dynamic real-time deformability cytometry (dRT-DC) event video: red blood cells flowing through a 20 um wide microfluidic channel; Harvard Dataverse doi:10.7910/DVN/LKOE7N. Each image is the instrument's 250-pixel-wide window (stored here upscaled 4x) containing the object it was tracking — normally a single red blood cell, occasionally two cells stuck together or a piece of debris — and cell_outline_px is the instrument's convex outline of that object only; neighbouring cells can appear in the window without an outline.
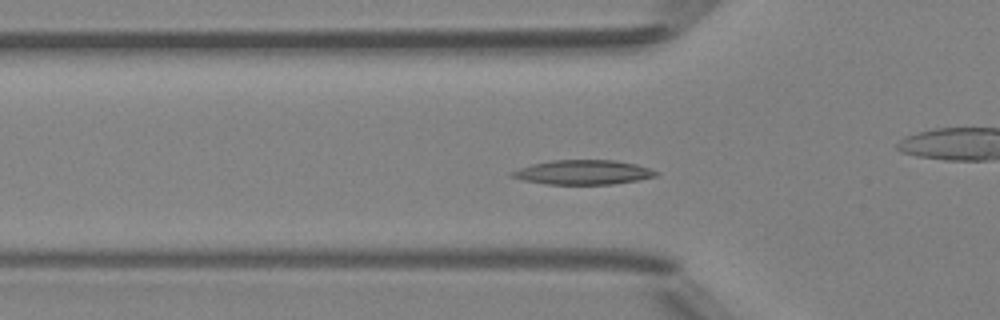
{"species": "Egyptian fruit bat (a non-hibernating species)", "species_latin": "Rousettus aegyptiacus", "temperature_condition": "room temperature", "stored_images_in_passage": 22, "camera_frame_rate_fps": 3000, "um_per_image_px": 0.085, "animal": {"sex": "female"}, "frame": {"image": 1, "passage_image": 13, "time_ms": 4.0, "image_size_px": [1000, 320], "cell_outline_px": [[660, 172], [656, 176], [636, 180], [612, 184], [548, 184], [520, 180], [508, 176], [508, 172], [532, 164], [552, 160], [616, 160], [636, 164]], "centroid_in_image_um": [49.51, 14.64], "position_along_channel_um": 76.3, "area_um2": 20.58}}
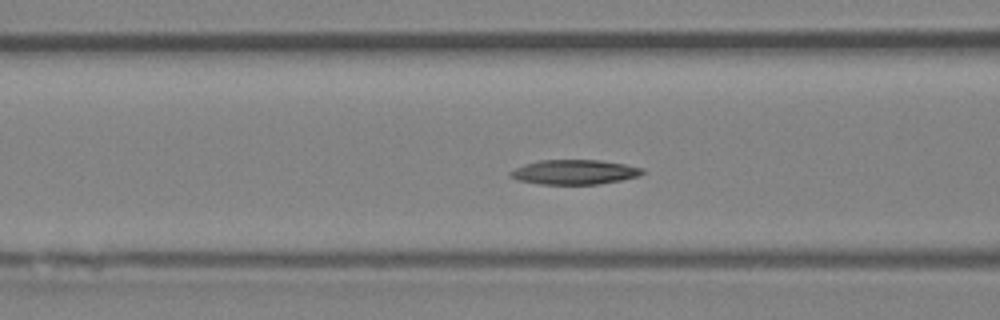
{"frame": {"image": 2, "passage_image": 16, "time_ms": 5.0, "image_size_px": [1000, 320], "cell_outline_px": [[644, 172], [640, 176], [620, 180], [596, 184], [540, 184], [516, 180], [508, 176], [508, 172], [524, 164], [540, 160], [600, 160], [624, 164], [644, 168]], "centroid_in_image_um": [48.8, 14.62], "position_along_channel_um": 117.8, "area_um2": 19.02}}
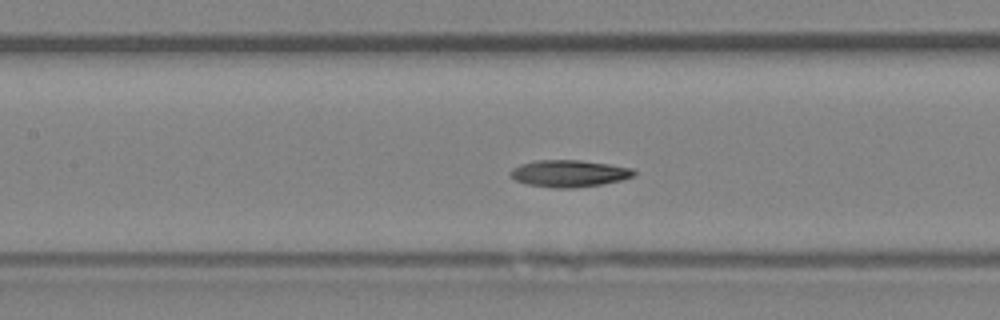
{"frame": {"image": 3, "passage_image": 19, "time_ms": 6.0, "image_size_px": [1000, 320], "cell_outline_px": [[636, 172], [632, 176], [620, 180], [600, 184], [572, 188], [556, 188], [528, 184], [516, 180], [508, 176], [512, 168], [520, 164], [536, 160], [580, 160], [608, 164], [632, 168]], "centroid_in_image_um": [48.32, 14.73], "position_along_channel_um": 159.1, "area_um2": 19.19}}